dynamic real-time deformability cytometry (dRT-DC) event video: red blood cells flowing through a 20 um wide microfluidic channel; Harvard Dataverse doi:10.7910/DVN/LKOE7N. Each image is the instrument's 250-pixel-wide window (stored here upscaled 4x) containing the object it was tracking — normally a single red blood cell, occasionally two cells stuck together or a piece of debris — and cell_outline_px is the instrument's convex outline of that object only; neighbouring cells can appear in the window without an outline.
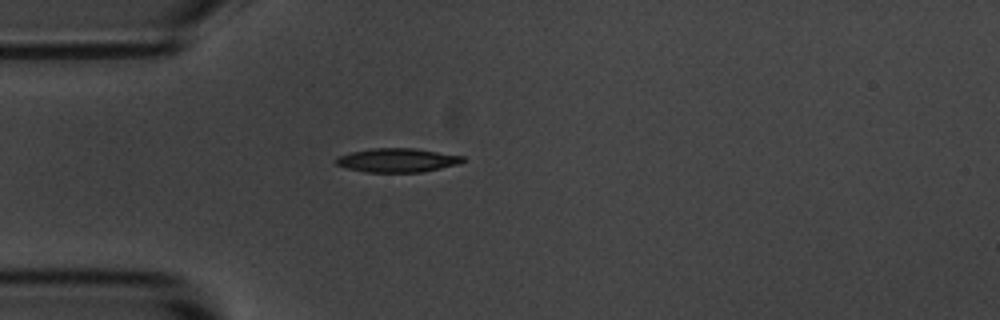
{"species": "common noctule bat (a hibernating species)", "species_latin": "Nyctalus noctula", "temperature_condition": "room temperature", "stored_images_in_passage": 1, "camera_frame_rate_fps": 3000, "um_per_image_px": 0.085, "animal": {"sex": "male", "body_mass_g": 20.1, "forearm_length_mm": 53.5}, "frame": {"image": 1, "passage_image": 1, "time_ms": 0.0, "image_size_px": [1000, 320], "cell_outline_px": [[464, 160], [460, 164], [424, 172], [364, 172], [348, 168], [336, 164], [336, 156], [352, 152], [372, 148], [412, 148], [464, 156]], "centroid_in_image_um": [33.78, 13.62], "position_along_channel_um": 51.2, "area_um2": 17.63}}